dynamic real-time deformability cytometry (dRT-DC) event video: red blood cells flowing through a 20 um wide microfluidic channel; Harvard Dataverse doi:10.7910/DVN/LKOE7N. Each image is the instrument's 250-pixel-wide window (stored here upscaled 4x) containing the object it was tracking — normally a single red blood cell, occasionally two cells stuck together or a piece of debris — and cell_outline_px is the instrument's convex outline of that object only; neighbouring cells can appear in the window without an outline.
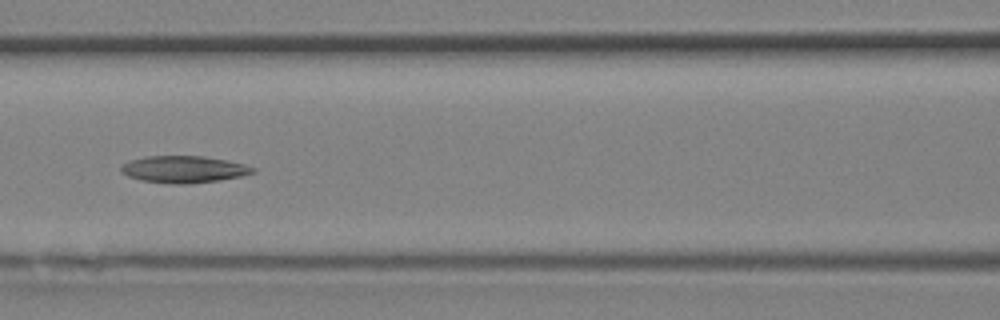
{"species": "Egyptian fruit bat (a non-hibernating species)", "species_latin": "Rousettus aegyptiacus", "temperature_condition": "room temperature", "stored_images_in_passage": 18, "camera_frame_rate_fps": 3000, "um_per_image_px": 0.085, "animal": {"sex": "female"}, "frame": {"image": 1, "passage_image": 13, "time_ms": 4.0, "image_size_px": [1000, 320], "cell_outline_px": [[256, 172], [240, 176], [220, 180], [188, 184], [172, 184], [140, 180], [128, 176], [120, 172], [120, 168], [124, 164], [132, 160], [144, 156], [204, 156], [244, 164], [256, 168]], "centroid_in_image_um": [15.61, 14.4], "position_along_channel_um": 151.0, "area_um2": 20.63}}
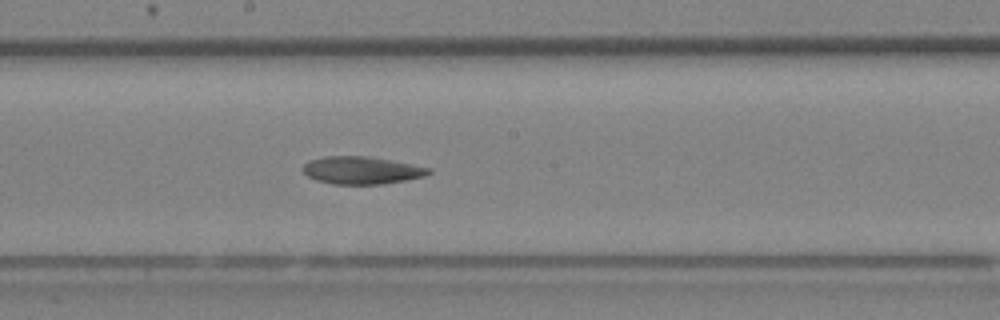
{"frame": {"image": 2, "passage_image": 16, "time_ms": 5.0, "image_size_px": [1000, 320], "cell_outline_px": [[432, 172], [424, 176], [384, 184], [332, 184], [316, 180], [308, 176], [300, 168], [308, 160], [324, 156], [368, 156], [412, 164], [432, 168]], "centroid_in_image_um": [30.71, 14.47], "position_along_channel_um": 217.5, "area_um2": 20.29}}